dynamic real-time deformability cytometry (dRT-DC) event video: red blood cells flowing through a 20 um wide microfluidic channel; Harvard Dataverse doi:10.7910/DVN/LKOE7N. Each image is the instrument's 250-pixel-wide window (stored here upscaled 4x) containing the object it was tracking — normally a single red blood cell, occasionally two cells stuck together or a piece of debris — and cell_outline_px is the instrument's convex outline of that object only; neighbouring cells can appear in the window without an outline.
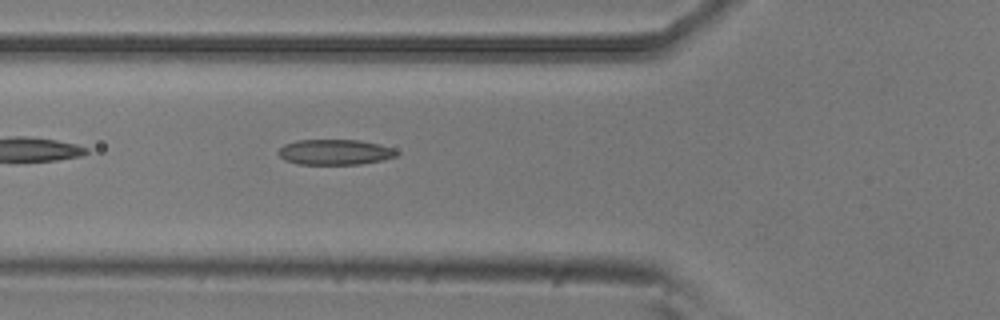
{"species": "common noctule bat (a hibernating species)", "species_latin": "Nyctalus noctula", "temperature_condition": "room temperature", "stored_images_in_passage": 36, "camera_frame_rate_fps": 3000, "um_per_image_px": 0.085, "animal": {"sex": "male", "body_mass_g": 20.5, "forearm_length_mm": 52.5}, "frame": {"image": 1, "passage_image": 3, "time_ms": 0.667, "image_size_px": [1000, 320], "cell_outline_px": [[400, 152], [396, 156], [384, 160], [360, 164], [296, 164], [284, 160], [276, 152], [284, 144], [296, 140], [360, 140], [380, 144], [392, 148]], "centroid_in_image_um": [28.46, 12.93], "position_along_channel_um": 97.3, "area_um2": 17.69}}
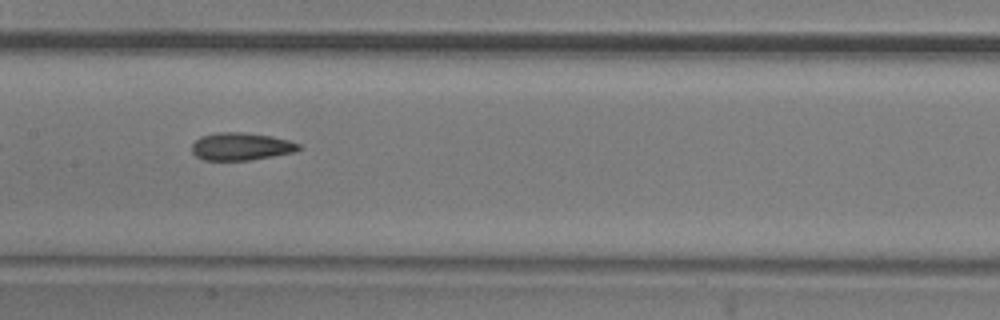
{"frame": {"image": 2, "passage_image": 10, "time_ms": 3.0, "image_size_px": [1000, 320], "cell_outline_px": [[304, 148], [296, 152], [248, 160], [204, 160], [196, 156], [192, 152], [192, 144], [200, 136], [216, 132], [240, 132], [272, 136], [288, 140], [300, 144]], "centroid_in_image_um": [20.51, 12.45], "position_along_channel_um": 186.9, "area_um2": 17.28}}
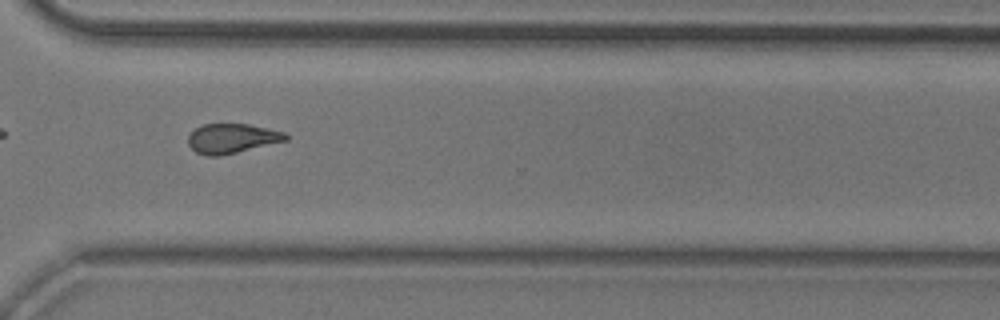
{"frame": {"image": 3, "passage_image": 23, "time_ms": 7.333, "image_size_px": [1000, 320], "cell_outline_px": [[288, 140], [220, 156], [208, 156], [196, 152], [188, 144], [188, 136], [200, 124], [248, 124], [284, 132], [288, 136]], "centroid_in_image_um": [19.7, 11.76], "position_along_channel_um": 350.9, "area_um2": 16.7}}